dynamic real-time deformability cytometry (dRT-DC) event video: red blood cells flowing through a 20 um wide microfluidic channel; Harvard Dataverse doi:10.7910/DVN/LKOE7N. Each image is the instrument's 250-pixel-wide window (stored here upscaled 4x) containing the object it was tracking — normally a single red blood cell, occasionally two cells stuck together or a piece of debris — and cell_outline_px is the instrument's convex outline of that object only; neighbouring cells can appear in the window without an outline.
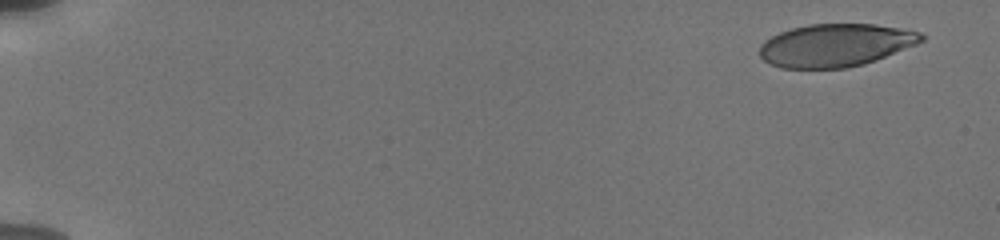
{"species": "human", "species_latin": "Homo sapiens", "temperature_condition": "cold", "stored_images_in_passage": 19, "camera_frame_rate_fps": 3000, "um_per_image_px": 0.085, "donor": {"sex": "male"}, "frame": {"image": 1, "passage_image": 1, "time_ms": 0.0, "image_size_px": [1000, 240], "cell_outline_px": [[928, 36], [924, 40], [916, 44], [876, 60], [848, 68], [780, 68], [764, 60], [760, 56], [760, 44], [764, 40], [780, 32], [792, 28], [808, 24], [876, 24], [900, 28], [920, 32]], "centroid_in_image_um": [71.03, 3.84], "position_along_channel_um": 14.0, "area_um2": 40.4}}